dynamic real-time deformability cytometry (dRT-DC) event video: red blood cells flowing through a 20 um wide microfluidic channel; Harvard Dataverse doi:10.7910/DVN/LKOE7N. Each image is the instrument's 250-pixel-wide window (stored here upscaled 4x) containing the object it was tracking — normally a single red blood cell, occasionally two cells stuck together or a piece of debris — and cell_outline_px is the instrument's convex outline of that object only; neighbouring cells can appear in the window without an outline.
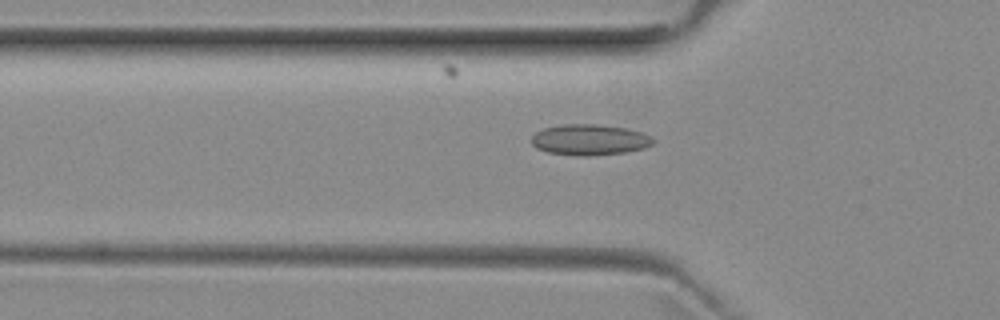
{"species": "common noctule bat (a hibernating species)", "species_latin": "Nyctalus noctula", "temperature_condition": "room temperature", "stored_images_in_passage": 52, "camera_frame_rate_fps": 3000, "um_per_image_px": 0.085, "animal": {"sex": "female", "body_mass_g": 29.2, "forearm_length_mm": 56.3}, "frame": {"image": 1, "passage_image": 17, "time_ms": 5.333, "image_size_px": [1000, 320], "cell_outline_px": [[656, 140], [652, 144], [644, 148], [624, 152], [588, 156], [576, 156], [548, 152], [536, 148], [532, 144], [532, 136], [536, 132], [544, 128], [564, 124], [596, 124], [624, 128], [640, 132], [652, 136]], "centroid_in_image_um": [50.11, 11.88], "position_along_channel_um": 75.7, "area_um2": 21.79}}
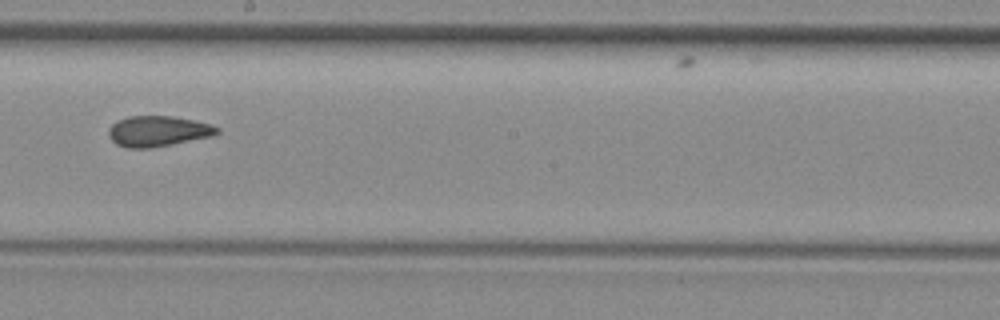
{"frame": {"image": 2, "passage_image": 29, "time_ms": 9.333, "image_size_px": [1000, 320], "cell_outline_px": [[220, 132], [212, 136], [152, 148], [128, 148], [116, 144], [108, 136], [108, 128], [116, 120], [128, 116], [172, 116], [212, 124], [220, 128]], "centroid_in_image_um": [13.41, 11.15], "position_along_channel_um": 234.8, "area_um2": 19.48}}
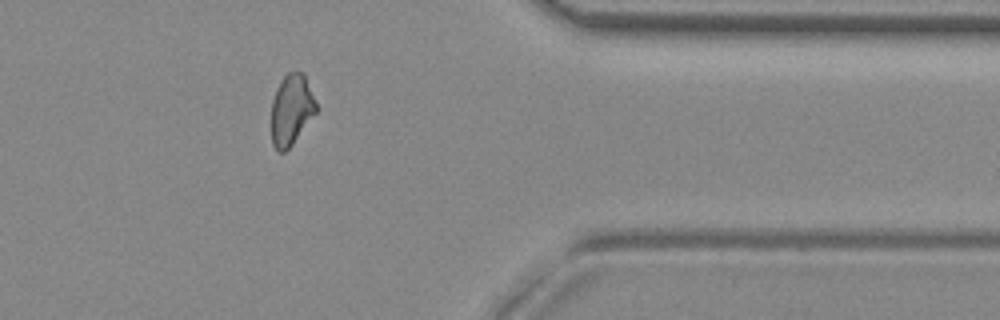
{"frame": {"image": 3, "passage_image": 42, "time_ms": 13.667, "image_size_px": [1000, 320], "cell_outline_px": [[316, 112], [292, 144], [284, 152], [280, 152], [272, 144], [272, 100], [276, 88], [284, 76], [292, 68], [304, 72], [316, 100]], "centroid_in_image_um": [24.77, 9.25], "position_along_channel_um": 386.6, "area_um2": 18.55}, "authors_computed_cell_mechanics": {"area_um2": 19.5075, "velocity_mm_per_s": 3.9649, "shape_relaxation_time_tau1_ms": null, "shape_relaxation_time_tau2_ms": 3.0079, "deformation_change_tau1": null, "deformation_change_tau2": 0.089}}